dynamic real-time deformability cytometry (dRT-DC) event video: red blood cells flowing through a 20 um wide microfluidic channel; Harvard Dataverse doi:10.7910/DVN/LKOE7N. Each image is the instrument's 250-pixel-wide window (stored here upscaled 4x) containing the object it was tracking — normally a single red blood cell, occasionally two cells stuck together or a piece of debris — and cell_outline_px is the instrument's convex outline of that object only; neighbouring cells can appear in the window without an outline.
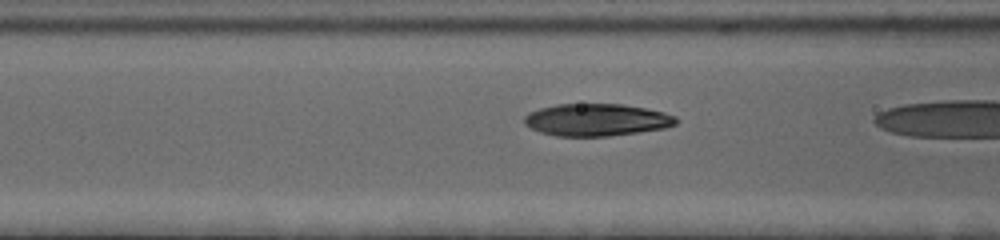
{"species": "human", "species_latin": "Homo sapiens", "temperature_condition": "cold", "stored_images_in_passage": 23, "segment_of_instrument_passage": [2, 2], "camera_frame_rate_fps": 3000, "um_per_image_px": 0.085, "donor": {"sex": "female"}, "frame": {"image": 1, "passage_image": 20, "time_ms": 6.333, "image_size_px": [1000, 240], "cell_outline_px": [[680, 120], [676, 124], [664, 128], [608, 136], [556, 136], [540, 132], [524, 124], [524, 116], [528, 112], [540, 108], [556, 104], [620, 104], [644, 108], [664, 112], [676, 116]], "centroid_in_image_um": [50.7, 10.18], "position_along_channel_um": 115.9, "area_um2": 28.5}}